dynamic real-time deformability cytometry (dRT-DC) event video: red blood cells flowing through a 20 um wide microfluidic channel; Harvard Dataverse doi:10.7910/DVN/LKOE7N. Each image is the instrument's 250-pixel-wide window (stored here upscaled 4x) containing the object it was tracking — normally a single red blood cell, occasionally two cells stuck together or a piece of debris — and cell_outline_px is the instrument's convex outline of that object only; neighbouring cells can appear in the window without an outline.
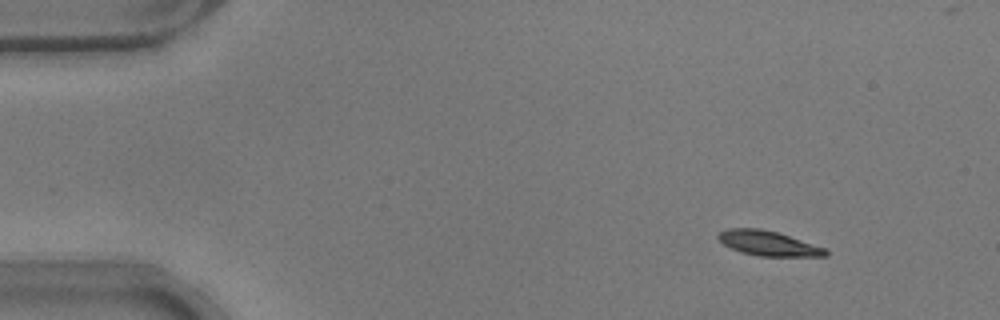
{"species": "common noctule bat (a hibernating species)", "species_latin": "Nyctalus noctula", "temperature_condition": "warm", "stored_images_in_passage": 48, "camera_frame_rate_fps": 3000, "um_per_image_px": 0.085, "animal": {"sex": "male", "body_mass_g": 17.9}, "frame": {"image": 1, "passage_image": 1, "time_ms": 0.0, "image_size_px": [1000, 320], "cell_outline_px": [[828, 256], [760, 256], [740, 252], [724, 244], [716, 236], [720, 232], [728, 228], [760, 228], [776, 232], [828, 248]], "centroid_in_image_um": [65.33, 20.68], "position_along_channel_um": 19.7, "area_um2": 15.49}}
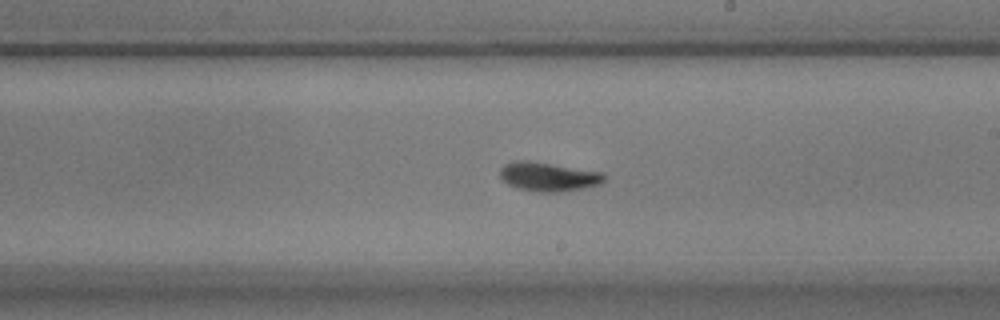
{"frame": {"image": 2, "passage_image": 26, "time_ms": 8.333, "image_size_px": [1000, 320], "cell_outline_px": [[604, 180], [600, 184], [584, 188], [560, 192], [540, 192], [516, 188], [508, 184], [500, 176], [500, 168], [504, 164], [516, 160], [528, 160], [604, 172]], "centroid_in_image_um": [46.61, 15.01], "position_along_channel_um": 242.4, "area_um2": 17.69}}
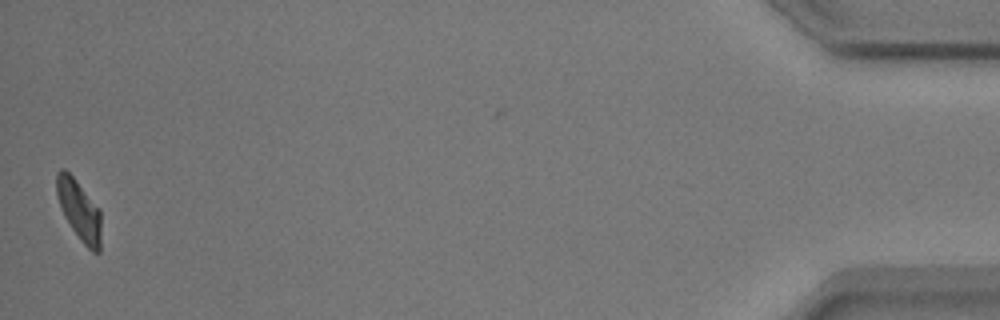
{"frame": {"image": 3, "passage_image": 48, "time_ms": 15.667, "image_size_px": [1000, 320], "cell_outline_px": [[100, 252], [92, 252], [80, 240], [64, 216], [56, 192], [56, 172], [60, 168], [64, 168], [72, 176], [100, 208]], "centroid_in_image_um": [6.73, 17.85], "position_along_channel_um": 428.5, "area_um2": 15.49}, "authors_computed_cell_mechanics": {"area_um2": 16.2129, "velocity_mm_per_s": 3.77, "shape_relaxation_time_tau1_ms": 2.7918, "shape_relaxation_time_tau2_ms": 0.9944, "deformation_change_tau1": 0.1787, "deformation_change_tau2": 0.068}}